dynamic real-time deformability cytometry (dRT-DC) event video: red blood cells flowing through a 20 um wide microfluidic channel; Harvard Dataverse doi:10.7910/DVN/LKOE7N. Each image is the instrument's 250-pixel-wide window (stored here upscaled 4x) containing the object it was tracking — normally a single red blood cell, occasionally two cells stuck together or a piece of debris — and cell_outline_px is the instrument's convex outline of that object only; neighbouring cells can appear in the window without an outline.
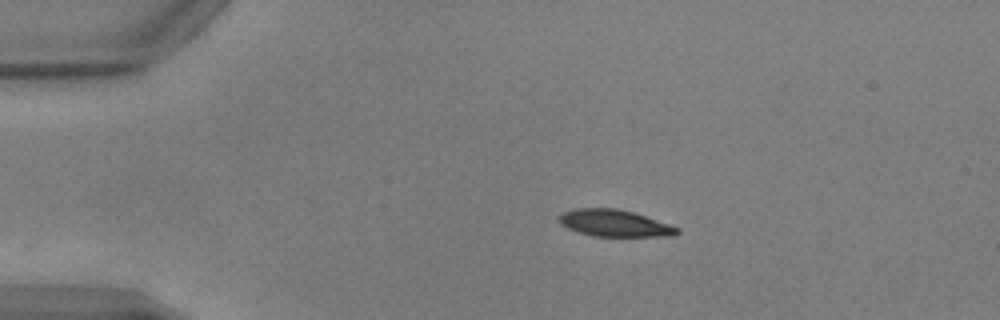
{"species": "common noctule bat (a hibernating species)", "species_latin": "Nyctalus noctula", "temperature_condition": "warm", "stored_images_in_passage": 27, "camera_frame_rate_fps": 3000, "um_per_image_px": 0.085, "animal": {"sex": "male", "body_mass_g": 17.9, "forearm_length_mm": 54.2}, "frame": {"image": 1, "passage_image": 1, "time_ms": 0.0, "image_size_px": [1000, 320], "cell_outline_px": [[680, 232], [672, 236], [592, 236], [568, 228], [560, 224], [556, 220], [556, 216], [564, 212], [576, 208], [616, 208], [632, 212], [680, 228]], "centroid_in_image_um": [52.18, 18.97], "position_along_channel_um": 32.8, "area_um2": 18.38}}
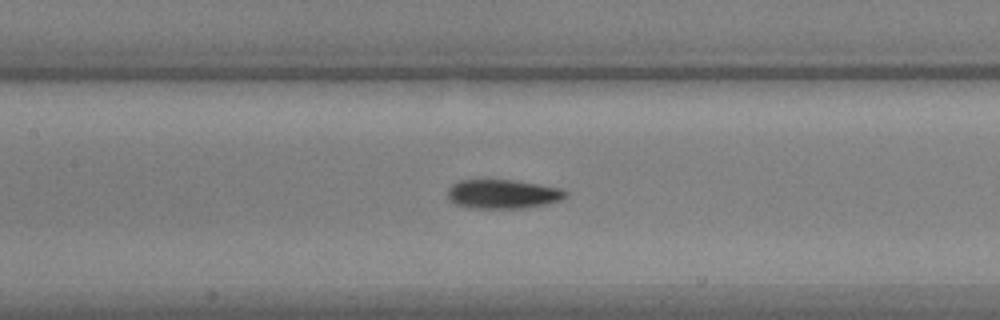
{"frame": {"image": 2, "passage_image": 15, "time_ms": 4.667, "image_size_px": [1000, 320], "cell_outline_px": [[568, 196], [560, 200], [544, 204], [520, 208], [472, 208], [456, 204], [448, 196], [448, 188], [456, 180], [516, 180], [564, 188], [568, 192]], "centroid_in_image_um": [42.78, 16.47], "position_along_channel_um": 164.6, "area_um2": 20.06}}
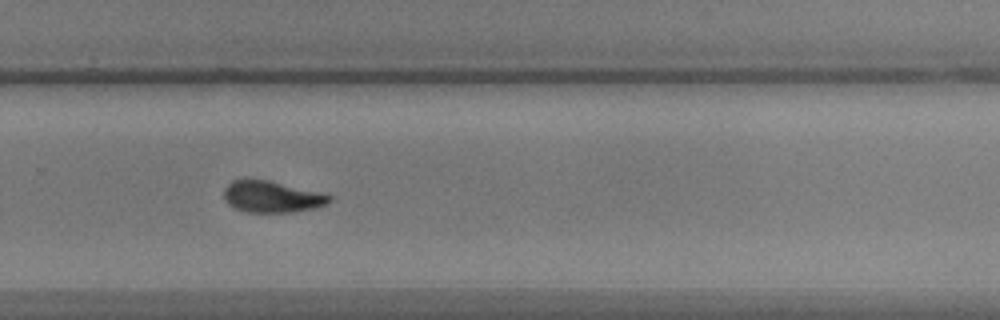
{"frame": {"image": 3, "passage_image": 26, "time_ms": 8.333, "image_size_px": [1000, 320], "cell_outline_px": [[332, 200], [328, 204], [316, 208], [292, 212], [244, 212], [228, 204], [224, 200], [224, 188], [232, 180], [268, 180], [328, 192], [332, 196]], "centroid_in_image_um": [23.2, 16.72], "position_along_channel_um": 306.6, "area_um2": 19.83}}